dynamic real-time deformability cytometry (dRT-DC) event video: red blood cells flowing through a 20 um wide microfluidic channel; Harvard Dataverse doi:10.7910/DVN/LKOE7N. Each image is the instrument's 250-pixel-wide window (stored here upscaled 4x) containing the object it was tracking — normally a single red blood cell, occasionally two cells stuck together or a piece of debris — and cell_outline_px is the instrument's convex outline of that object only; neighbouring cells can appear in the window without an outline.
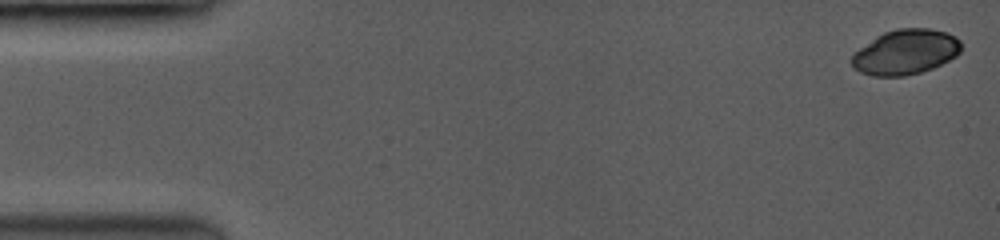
{"species": "common noctule bat (a hibernating species)", "species_latin": "Nyctalus noctula", "temperature_condition": "room temperature", "stored_images_in_passage": 49, "camera_frame_rate_fps": 3500, "um_per_image_px": 0.085, "animal": {"sex": "female", "body_mass_g": 19.0, "forearm_length_mm": 53.3}, "frame": {"image": 1, "passage_image": 1, "time_ms": 0.0, "image_size_px": [1000, 240], "cell_outline_px": [[960, 52], [956, 56], [932, 68], [920, 72], [904, 76], [872, 76], [860, 72], [852, 64], [852, 56], [860, 48], [884, 32], [900, 28], [928, 28], [944, 32], [960, 40]], "centroid_in_image_um": [76.97, 4.43], "position_along_channel_um": 8.0, "area_um2": 28.15}}